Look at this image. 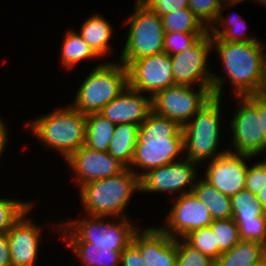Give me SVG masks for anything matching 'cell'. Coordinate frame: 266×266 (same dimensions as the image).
<instances>
[{"instance_id": "1", "label": "cell", "mask_w": 266, "mask_h": 266, "mask_svg": "<svg viewBox=\"0 0 266 266\" xmlns=\"http://www.w3.org/2000/svg\"><path fill=\"white\" fill-rule=\"evenodd\" d=\"M182 127L151 112L138 127L137 143L130 169L141 177L148 170L175 162L184 156ZM136 169H135V168ZM140 168L143 172H135ZM143 168V169H141Z\"/></svg>"}, {"instance_id": "2", "label": "cell", "mask_w": 266, "mask_h": 266, "mask_svg": "<svg viewBox=\"0 0 266 266\" xmlns=\"http://www.w3.org/2000/svg\"><path fill=\"white\" fill-rule=\"evenodd\" d=\"M212 47L221 59L224 71L229 77L236 97L259 94L265 69L263 51L265 45L255 42H227L211 38Z\"/></svg>"}, {"instance_id": "3", "label": "cell", "mask_w": 266, "mask_h": 266, "mask_svg": "<svg viewBox=\"0 0 266 266\" xmlns=\"http://www.w3.org/2000/svg\"><path fill=\"white\" fill-rule=\"evenodd\" d=\"M135 191H141L140 177L126 168L116 176L82 185L79 192L86 214L114 220L127 218L125 208Z\"/></svg>"}, {"instance_id": "4", "label": "cell", "mask_w": 266, "mask_h": 266, "mask_svg": "<svg viewBox=\"0 0 266 266\" xmlns=\"http://www.w3.org/2000/svg\"><path fill=\"white\" fill-rule=\"evenodd\" d=\"M26 126L42 145L57 150L65 160L85 144L86 114L71 105L39 116Z\"/></svg>"}, {"instance_id": "5", "label": "cell", "mask_w": 266, "mask_h": 266, "mask_svg": "<svg viewBox=\"0 0 266 266\" xmlns=\"http://www.w3.org/2000/svg\"><path fill=\"white\" fill-rule=\"evenodd\" d=\"M128 88L126 66L105 62L95 67L79 86L72 107L83 114L98 113Z\"/></svg>"}, {"instance_id": "6", "label": "cell", "mask_w": 266, "mask_h": 266, "mask_svg": "<svg viewBox=\"0 0 266 266\" xmlns=\"http://www.w3.org/2000/svg\"><path fill=\"white\" fill-rule=\"evenodd\" d=\"M220 98L211 100L183 127L184 153L197 164L215 159L229 150L217 152L220 139Z\"/></svg>"}, {"instance_id": "7", "label": "cell", "mask_w": 266, "mask_h": 266, "mask_svg": "<svg viewBox=\"0 0 266 266\" xmlns=\"http://www.w3.org/2000/svg\"><path fill=\"white\" fill-rule=\"evenodd\" d=\"M86 219L66 220L60 228H64L62 239L66 242H88L92 245L114 246L115 251H123L131 242L138 230L129 218L117 221H105L107 217L90 216ZM114 222V223H113ZM67 233V234H66Z\"/></svg>"}, {"instance_id": "8", "label": "cell", "mask_w": 266, "mask_h": 266, "mask_svg": "<svg viewBox=\"0 0 266 266\" xmlns=\"http://www.w3.org/2000/svg\"><path fill=\"white\" fill-rule=\"evenodd\" d=\"M212 49L211 34L208 31L187 50L171 55L175 85L212 87L213 97L222 99L225 79L207 68L208 55Z\"/></svg>"}, {"instance_id": "9", "label": "cell", "mask_w": 266, "mask_h": 266, "mask_svg": "<svg viewBox=\"0 0 266 266\" xmlns=\"http://www.w3.org/2000/svg\"><path fill=\"white\" fill-rule=\"evenodd\" d=\"M134 4V12L125 22L130 23V28L119 60H135L163 52L165 30L161 17L138 0Z\"/></svg>"}, {"instance_id": "10", "label": "cell", "mask_w": 266, "mask_h": 266, "mask_svg": "<svg viewBox=\"0 0 266 266\" xmlns=\"http://www.w3.org/2000/svg\"><path fill=\"white\" fill-rule=\"evenodd\" d=\"M174 85L165 88L151 97L152 112L176 121L183 127L213 97L212 87Z\"/></svg>"}, {"instance_id": "11", "label": "cell", "mask_w": 266, "mask_h": 266, "mask_svg": "<svg viewBox=\"0 0 266 266\" xmlns=\"http://www.w3.org/2000/svg\"><path fill=\"white\" fill-rule=\"evenodd\" d=\"M236 99L241 105L229 124L233 133L231 141L235 149L229 152L251 157L260 155L264 151V136L259 116V94Z\"/></svg>"}, {"instance_id": "12", "label": "cell", "mask_w": 266, "mask_h": 266, "mask_svg": "<svg viewBox=\"0 0 266 266\" xmlns=\"http://www.w3.org/2000/svg\"><path fill=\"white\" fill-rule=\"evenodd\" d=\"M128 71V87L132 90L150 93L157 92L175 85L171 56L161 52L144 56L135 60H120Z\"/></svg>"}, {"instance_id": "13", "label": "cell", "mask_w": 266, "mask_h": 266, "mask_svg": "<svg viewBox=\"0 0 266 266\" xmlns=\"http://www.w3.org/2000/svg\"><path fill=\"white\" fill-rule=\"evenodd\" d=\"M183 160L148 170L140 177L141 192H176L179 196L191 193L198 176L197 163L184 157Z\"/></svg>"}, {"instance_id": "14", "label": "cell", "mask_w": 266, "mask_h": 266, "mask_svg": "<svg viewBox=\"0 0 266 266\" xmlns=\"http://www.w3.org/2000/svg\"><path fill=\"white\" fill-rule=\"evenodd\" d=\"M166 217L167 225L164 222L159 228L174 239L183 238L190 231L213 222L208 208L192 192L178 196Z\"/></svg>"}, {"instance_id": "15", "label": "cell", "mask_w": 266, "mask_h": 266, "mask_svg": "<svg viewBox=\"0 0 266 266\" xmlns=\"http://www.w3.org/2000/svg\"><path fill=\"white\" fill-rule=\"evenodd\" d=\"M65 161L76 174L80 187L88 182L116 176L126 169L108 152L91 149L85 144Z\"/></svg>"}, {"instance_id": "16", "label": "cell", "mask_w": 266, "mask_h": 266, "mask_svg": "<svg viewBox=\"0 0 266 266\" xmlns=\"http://www.w3.org/2000/svg\"><path fill=\"white\" fill-rule=\"evenodd\" d=\"M251 156L227 152L209 161L205 171V179L221 193L231 197L245 188L246 159Z\"/></svg>"}, {"instance_id": "17", "label": "cell", "mask_w": 266, "mask_h": 266, "mask_svg": "<svg viewBox=\"0 0 266 266\" xmlns=\"http://www.w3.org/2000/svg\"><path fill=\"white\" fill-rule=\"evenodd\" d=\"M132 243L139 249L146 266H176L177 239L171 238L158 226L137 230Z\"/></svg>"}, {"instance_id": "18", "label": "cell", "mask_w": 266, "mask_h": 266, "mask_svg": "<svg viewBox=\"0 0 266 266\" xmlns=\"http://www.w3.org/2000/svg\"><path fill=\"white\" fill-rule=\"evenodd\" d=\"M32 208L33 206L6 233L11 266H35L38 261L42 229L26 217Z\"/></svg>"}, {"instance_id": "19", "label": "cell", "mask_w": 266, "mask_h": 266, "mask_svg": "<svg viewBox=\"0 0 266 266\" xmlns=\"http://www.w3.org/2000/svg\"><path fill=\"white\" fill-rule=\"evenodd\" d=\"M144 95L128 87L98 113L114 124L131 123L139 126L152 112L151 96Z\"/></svg>"}, {"instance_id": "20", "label": "cell", "mask_w": 266, "mask_h": 266, "mask_svg": "<svg viewBox=\"0 0 266 266\" xmlns=\"http://www.w3.org/2000/svg\"><path fill=\"white\" fill-rule=\"evenodd\" d=\"M266 258V245L257 241L240 240L229 251L222 253L214 266H255Z\"/></svg>"}, {"instance_id": "21", "label": "cell", "mask_w": 266, "mask_h": 266, "mask_svg": "<svg viewBox=\"0 0 266 266\" xmlns=\"http://www.w3.org/2000/svg\"><path fill=\"white\" fill-rule=\"evenodd\" d=\"M67 246L84 266H120L122 251H115L114 246L92 245L88 242H67Z\"/></svg>"}, {"instance_id": "22", "label": "cell", "mask_w": 266, "mask_h": 266, "mask_svg": "<svg viewBox=\"0 0 266 266\" xmlns=\"http://www.w3.org/2000/svg\"><path fill=\"white\" fill-rule=\"evenodd\" d=\"M112 26L103 16L94 14L90 16L80 28L79 34L100 57L109 55Z\"/></svg>"}, {"instance_id": "23", "label": "cell", "mask_w": 266, "mask_h": 266, "mask_svg": "<svg viewBox=\"0 0 266 266\" xmlns=\"http://www.w3.org/2000/svg\"><path fill=\"white\" fill-rule=\"evenodd\" d=\"M138 125L131 123L116 124L114 136L110 142L108 153L129 168L137 143Z\"/></svg>"}, {"instance_id": "24", "label": "cell", "mask_w": 266, "mask_h": 266, "mask_svg": "<svg viewBox=\"0 0 266 266\" xmlns=\"http://www.w3.org/2000/svg\"><path fill=\"white\" fill-rule=\"evenodd\" d=\"M239 4V2H234L231 0H224L222 2V7L220 13L217 17L216 22L214 25L209 28V33L211 34V38H221L223 41L227 42H255L259 41L256 36L254 37H247L244 34L246 30L245 21L238 15L234 16L231 15L228 18L222 16L223 8L226 6L231 7L235 6V4ZM225 18V19H224ZM222 21V22H221ZM217 24L222 25L219 27ZM225 24V26H224ZM216 25V26H215ZM218 26V27H217ZM224 26V27H223ZM245 36V37H244Z\"/></svg>"}, {"instance_id": "25", "label": "cell", "mask_w": 266, "mask_h": 266, "mask_svg": "<svg viewBox=\"0 0 266 266\" xmlns=\"http://www.w3.org/2000/svg\"><path fill=\"white\" fill-rule=\"evenodd\" d=\"M192 193L208 208L213 220L232 218L230 197L218 191L203 177L195 183Z\"/></svg>"}, {"instance_id": "26", "label": "cell", "mask_w": 266, "mask_h": 266, "mask_svg": "<svg viewBox=\"0 0 266 266\" xmlns=\"http://www.w3.org/2000/svg\"><path fill=\"white\" fill-rule=\"evenodd\" d=\"M116 124L99 113L86 115V140L85 145L91 149L107 152L114 136Z\"/></svg>"}, {"instance_id": "27", "label": "cell", "mask_w": 266, "mask_h": 266, "mask_svg": "<svg viewBox=\"0 0 266 266\" xmlns=\"http://www.w3.org/2000/svg\"><path fill=\"white\" fill-rule=\"evenodd\" d=\"M60 53V62L67 70L74 68L84 59L99 58L81 35L77 31L72 30L66 33Z\"/></svg>"}, {"instance_id": "28", "label": "cell", "mask_w": 266, "mask_h": 266, "mask_svg": "<svg viewBox=\"0 0 266 266\" xmlns=\"http://www.w3.org/2000/svg\"><path fill=\"white\" fill-rule=\"evenodd\" d=\"M165 32L207 33L208 29L189 9L176 10L161 16Z\"/></svg>"}, {"instance_id": "29", "label": "cell", "mask_w": 266, "mask_h": 266, "mask_svg": "<svg viewBox=\"0 0 266 266\" xmlns=\"http://www.w3.org/2000/svg\"><path fill=\"white\" fill-rule=\"evenodd\" d=\"M230 199L233 220H256L258 216H266V211L256 195L245 188Z\"/></svg>"}, {"instance_id": "30", "label": "cell", "mask_w": 266, "mask_h": 266, "mask_svg": "<svg viewBox=\"0 0 266 266\" xmlns=\"http://www.w3.org/2000/svg\"><path fill=\"white\" fill-rule=\"evenodd\" d=\"M218 247V257L233 248L240 240V232L237 224L230 219H216L209 225Z\"/></svg>"}, {"instance_id": "31", "label": "cell", "mask_w": 266, "mask_h": 266, "mask_svg": "<svg viewBox=\"0 0 266 266\" xmlns=\"http://www.w3.org/2000/svg\"><path fill=\"white\" fill-rule=\"evenodd\" d=\"M32 202L17 199H0V233H7L11 227L32 207Z\"/></svg>"}, {"instance_id": "32", "label": "cell", "mask_w": 266, "mask_h": 266, "mask_svg": "<svg viewBox=\"0 0 266 266\" xmlns=\"http://www.w3.org/2000/svg\"><path fill=\"white\" fill-rule=\"evenodd\" d=\"M183 239L192 247L207 255L212 260L218 258V247L210 226L190 231Z\"/></svg>"}, {"instance_id": "33", "label": "cell", "mask_w": 266, "mask_h": 266, "mask_svg": "<svg viewBox=\"0 0 266 266\" xmlns=\"http://www.w3.org/2000/svg\"><path fill=\"white\" fill-rule=\"evenodd\" d=\"M189 9L209 30L217 20L224 0H188Z\"/></svg>"}, {"instance_id": "34", "label": "cell", "mask_w": 266, "mask_h": 266, "mask_svg": "<svg viewBox=\"0 0 266 266\" xmlns=\"http://www.w3.org/2000/svg\"><path fill=\"white\" fill-rule=\"evenodd\" d=\"M176 266H214V260L178 238Z\"/></svg>"}, {"instance_id": "35", "label": "cell", "mask_w": 266, "mask_h": 266, "mask_svg": "<svg viewBox=\"0 0 266 266\" xmlns=\"http://www.w3.org/2000/svg\"><path fill=\"white\" fill-rule=\"evenodd\" d=\"M206 33L165 32L163 52L171 55L178 54L190 48Z\"/></svg>"}, {"instance_id": "36", "label": "cell", "mask_w": 266, "mask_h": 266, "mask_svg": "<svg viewBox=\"0 0 266 266\" xmlns=\"http://www.w3.org/2000/svg\"><path fill=\"white\" fill-rule=\"evenodd\" d=\"M238 226L241 240L257 241L266 245V216L256 220H234Z\"/></svg>"}, {"instance_id": "37", "label": "cell", "mask_w": 266, "mask_h": 266, "mask_svg": "<svg viewBox=\"0 0 266 266\" xmlns=\"http://www.w3.org/2000/svg\"><path fill=\"white\" fill-rule=\"evenodd\" d=\"M266 187V165L263 162L254 163L246 171L245 189L257 195Z\"/></svg>"}, {"instance_id": "38", "label": "cell", "mask_w": 266, "mask_h": 266, "mask_svg": "<svg viewBox=\"0 0 266 266\" xmlns=\"http://www.w3.org/2000/svg\"><path fill=\"white\" fill-rule=\"evenodd\" d=\"M151 12H155L158 16H163L167 13L189 8L188 0H138Z\"/></svg>"}, {"instance_id": "39", "label": "cell", "mask_w": 266, "mask_h": 266, "mask_svg": "<svg viewBox=\"0 0 266 266\" xmlns=\"http://www.w3.org/2000/svg\"><path fill=\"white\" fill-rule=\"evenodd\" d=\"M121 266H146L139 249L131 242L121 253Z\"/></svg>"}, {"instance_id": "40", "label": "cell", "mask_w": 266, "mask_h": 266, "mask_svg": "<svg viewBox=\"0 0 266 266\" xmlns=\"http://www.w3.org/2000/svg\"><path fill=\"white\" fill-rule=\"evenodd\" d=\"M0 266H11L10 250L6 233H0Z\"/></svg>"}, {"instance_id": "41", "label": "cell", "mask_w": 266, "mask_h": 266, "mask_svg": "<svg viewBox=\"0 0 266 266\" xmlns=\"http://www.w3.org/2000/svg\"><path fill=\"white\" fill-rule=\"evenodd\" d=\"M259 116L261 117L263 136H264V149L266 148V100L259 95Z\"/></svg>"}, {"instance_id": "42", "label": "cell", "mask_w": 266, "mask_h": 266, "mask_svg": "<svg viewBox=\"0 0 266 266\" xmlns=\"http://www.w3.org/2000/svg\"><path fill=\"white\" fill-rule=\"evenodd\" d=\"M7 128H6V122L3 123V119L0 118V157L5 147L7 146L6 144L8 143V137L9 134L7 133ZM1 161V159H0Z\"/></svg>"}, {"instance_id": "43", "label": "cell", "mask_w": 266, "mask_h": 266, "mask_svg": "<svg viewBox=\"0 0 266 266\" xmlns=\"http://www.w3.org/2000/svg\"><path fill=\"white\" fill-rule=\"evenodd\" d=\"M256 198L258 201L261 203V206L265 209L266 211V187L261 190L257 195Z\"/></svg>"}, {"instance_id": "44", "label": "cell", "mask_w": 266, "mask_h": 266, "mask_svg": "<svg viewBox=\"0 0 266 266\" xmlns=\"http://www.w3.org/2000/svg\"><path fill=\"white\" fill-rule=\"evenodd\" d=\"M259 95L266 100V73L264 74V79Z\"/></svg>"}, {"instance_id": "45", "label": "cell", "mask_w": 266, "mask_h": 266, "mask_svg": "<svg viewBox=\"0 0 266 266\" xmlns=\"http://www.w3.org/2000/svg\"><path fill=\"white\" fill-rule=\"evenodd\" d=\"M255 266H266V258L263 259L259 264L255 265Z\"/></svg>"}, {"instance_id": "46", "label": "cell", "mask_w": 266, "mask_h": 266, "mask_svg": "<svg viewBox=\"0 0 266 266\" xmlns=\"http://www.w3.org/2000/svg\"><path fill=\"white\" fill-rule=\"evenodd\" d=\"M263 60H264V69L266 73V53L263 52Z\"/></svg>"}, {"instance_id": "47", "label": "cell", "mask_w": 266, "mask_h": 266, "mask_svg": "<svg viewBox=\"0 0 266 266\" xmlns=\"http://www.w3.org/2000/svg\"><path fill=\"white\" fill-rule=\"evenodd\" d=\"M257 0H255V2H256ZM257 2H259L260 4H263V5H265L266 6V0H258Z\"/></svg>"}, {"instance_id": "48", "label": "cell", "mask_w": 266, "mask_h": 266, "mask_svg": "<svg viewBox=\"0 0 266 266\" xmlns=\"http://www.w3.org/2000/svg\"><path fill=\"white\" fill-rule=\"evenodd\" d=\"M266 151V148L264 149ZM265 159L262 161L266 165V156L264 157Z\"/></svg>"}, {"instance_id": "49", "label": "cell", "mask_w": 266, "mask_h": 266, "mask_svg": "<svg viewBox=\"0 0 266 266\" xmlns=\"http://www.w3.org/2000/svg\"><path fill=\"white\" fill-rule=\"evenodd\" d=\"M231 1H234V2H242L243 0H231Z\"/></svg>"}]
</instances>
